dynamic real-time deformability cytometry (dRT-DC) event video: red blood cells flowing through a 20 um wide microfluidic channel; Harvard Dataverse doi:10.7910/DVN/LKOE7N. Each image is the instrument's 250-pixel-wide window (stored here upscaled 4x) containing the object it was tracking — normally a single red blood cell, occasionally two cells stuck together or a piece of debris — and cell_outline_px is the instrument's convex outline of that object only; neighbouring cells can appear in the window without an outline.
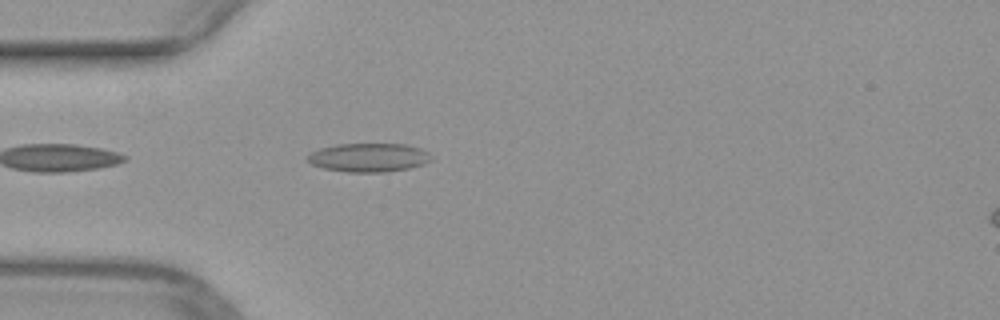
{"species": "common noctule bat (a hibernating species)", "species_latin": "Nyctalus noctula", "temperature_condition": "warm", "stored_images_in_passage": 37, "camera_frame_rate_fps": 3000, "um_per_image_px": 0.085, "animal": {"sex": "female", "body_mass_g": 29.2, "forearm_length_mm": 56.3}, "frame": {"image": 1, "passage_image": 1, "time_ms": 0.0, "image_size_px": [1000, 320], "cell_outline_px": [[432, 160], [424, 164], [408, 168], [388, 172], [348, 172], [324, 168], [312, 164], [308, 160], [308, 156], [312, 152], [320, 148], [336, 144], [404, 144], [420, 148], [428, 152], [432, 156]], "centroid_in_image_um": [31.38, 13.39], "position_along_channel_um": 53.6, "area_um2": 20.63}}
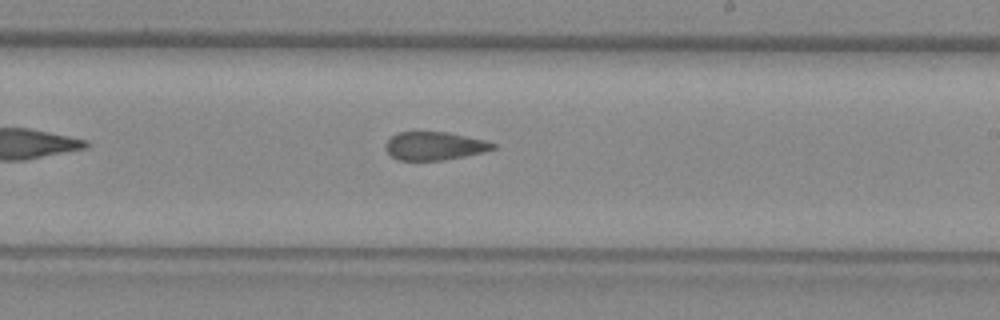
{"frame": {"image": 2, "passage_image": 16, "time_ms": 5.0, "image_size_px": [1000, 320], "cell_outline_px": [[496, 148], [484, 152], [444, 160], [396, 160], [388, 152], [384, 144], [396, 132], [448, 132], [484, 140], [496, 144]], "centroid_in_image_um": [36.92, 12.4], "position_along_channel_um": 252.1, "area_um2": 17.63}}
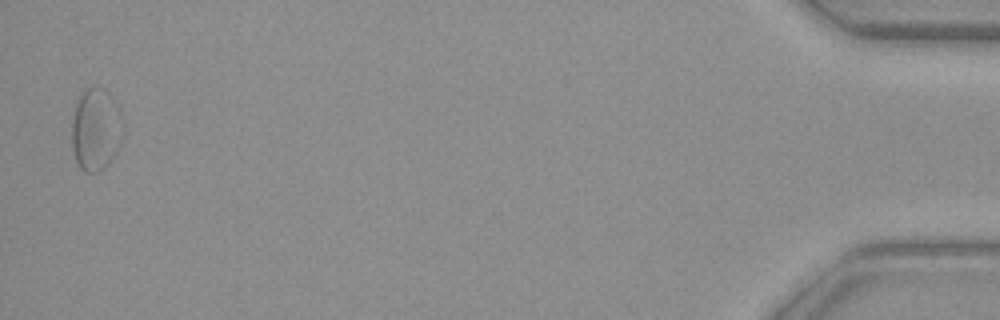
{"frame": {"image": 3, "passage_image": 36, "time_ms": 11.667, "image_size_px": [1000, 320], "cell_outline_px": [[124, 132], [116, 152], [104, 168], [100, 172], [84, 172], [80, 168], [76, 160], [72, 148], [72, 124], [76, 104], [80, 96], [88, 88], [104, 88], [108, 92], [116, 104], [124, 120]], "centroid_in_image_um": [8.17, 11.03], "position_along_channel_um": 427.0, "area_um2": 24.57}}